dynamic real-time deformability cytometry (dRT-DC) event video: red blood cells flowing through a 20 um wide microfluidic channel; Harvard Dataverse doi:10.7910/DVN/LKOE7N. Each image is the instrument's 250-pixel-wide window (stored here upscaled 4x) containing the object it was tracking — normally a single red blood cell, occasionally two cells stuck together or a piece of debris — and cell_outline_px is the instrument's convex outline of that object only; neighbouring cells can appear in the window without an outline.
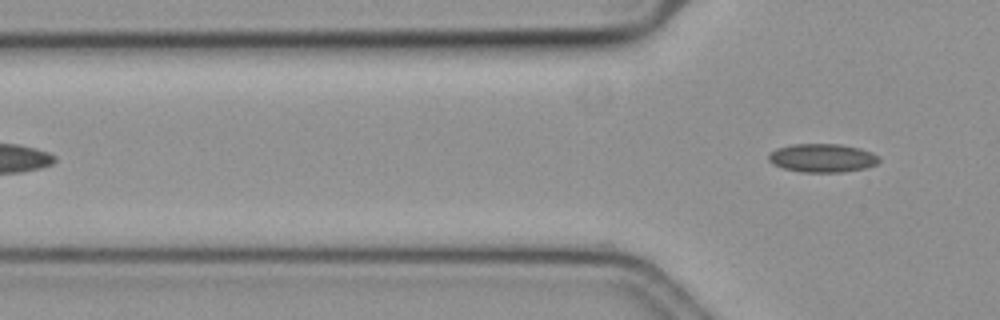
{"species": "common noctule bat (a hibernating species)", "species_latin": "Nyctalus noctula", "temperature_condition": "cold", "stored_images_in_passage": 9, "camera_frame_rate_fps": 3000, "um_per_image_px": 0.085, "animal": {"sex": "female", "body_mass_g": 19.3, "forearm_length_mm": 54.1}, "frame": {"image": 1, "passage_image": 9, "time_ms": 2.667, "image_size_px": [1000, 320], "cell_outline_px": [[880, 160], [876, 164], [864, 168], [844, 172], [800, 172], [784, 168], [772, 164], [768, 160], [768, 156], [776, 148], [792, 144], [840, 144], [860, 148], [872, 152]], "centroid_in_image_um": [69.88, 13.43], "position_along_channel_um": 55.9, "area_um2": 18.32}}